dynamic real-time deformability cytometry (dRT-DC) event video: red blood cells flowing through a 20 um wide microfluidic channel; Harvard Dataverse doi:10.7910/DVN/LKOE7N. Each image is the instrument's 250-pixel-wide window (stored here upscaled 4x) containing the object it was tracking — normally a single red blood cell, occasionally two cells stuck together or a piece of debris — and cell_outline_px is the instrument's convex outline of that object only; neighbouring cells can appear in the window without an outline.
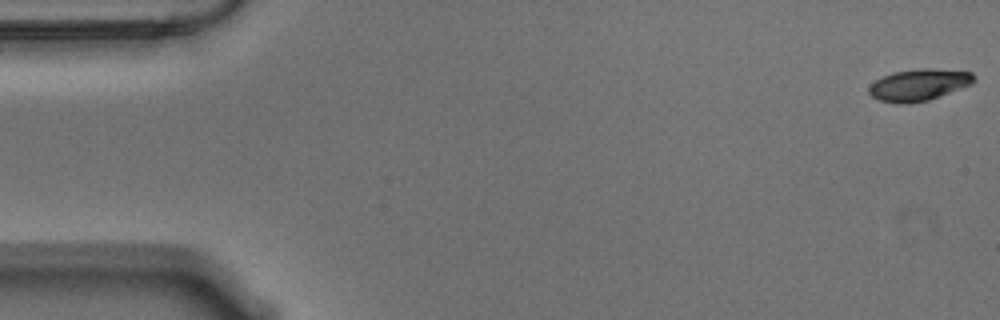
{"species": "Egyptian fruit bat (a non-hibernating species)", "species_latin": "Rousettus aegyptiacus", "temperature_condition": "warm", "stored_images_in_passage": 57, "camera_frame_rate_fps": 3000, "um_per_image_px": 0.085, "animal": {"sex": "male"}, "frame": {"image": 1, "passage_image": 1, "time_ms": 0.0, "image_size_px": [1000, 320], "cell_outline_px": [[976, 80], [972, 84], [928, 100], [908, 104], [900, 104], [880, 100], [872, 96], [868, 92], [868, 88], [876, 80], [892, 72], [920, 68], [928, 68], [972, 72], [976, 76]], "centroid_in_image_um": [78.12, 7.21], "position_along_channel_um": 6.9, "area_um2": 19.36}}
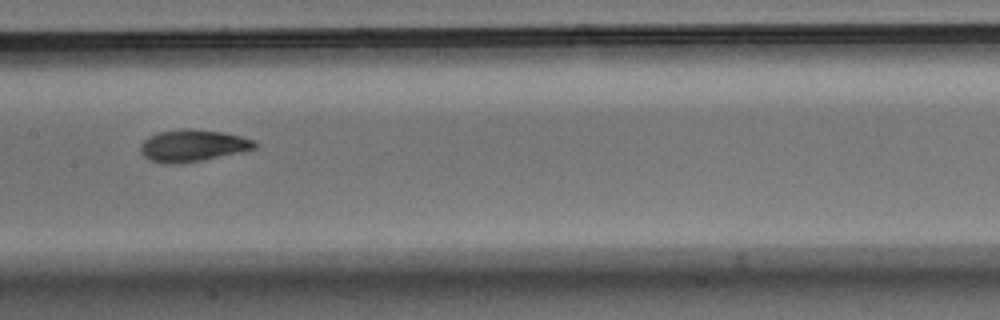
{"frame": {"image": 2, "passage_image": 28, "time_ms": 9.0, "image_size_px": [1000, 320], "cell_outline_px": [[256, 148], [240, 152], [200, 160], [176, 164], [164, 164], [148, 160], [140, 152], [140, 144], [148, 136], [160, 132], [184, 128], [192, 128], [224, 132], [256, 140]], "centroid_in_image_um": [16.35, 12.37], "position_along_channel_um": 191.1, "area_um2": 21.33}}
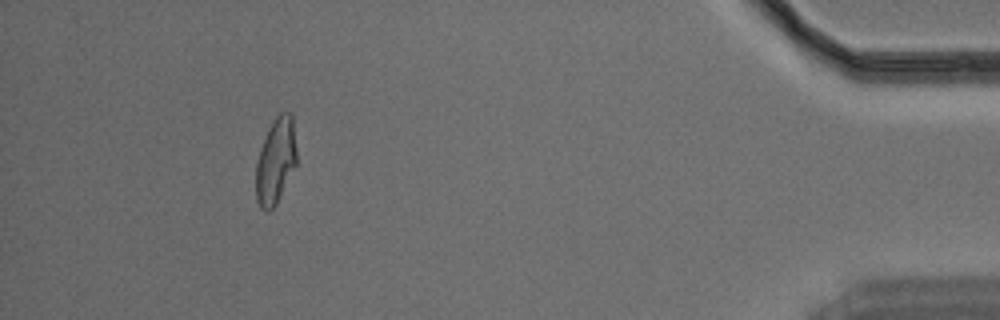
{"frame": {"image": 3, "passage_image": 52, "time_ms": 17.0, "image_size_px": [1000, 320], "cell_outline_px": [[296, 164], [276, 204], [268, 212], [260, 208], [256, 200], [256, 164], [260, 148], [268, 128], [276, 116], [280, 112], [292, 112], [296, 148]], "centroid_in_image_um": [23.42, 13.67], "position_along_channel_um": 411.8, "area_um2": 20.35}, "authors_computed_cell_mechanics": {"area_um2": 20.4034, "velocity_mm_per_s": 3.5429, "shape_relaxation_time_tau1_ms": 4.4037, "shape_relaxation_time_tau2_ms": 1.685, "deformation_change_tau1": 0.1912, "deformation_change_tau2": 0.0799}}